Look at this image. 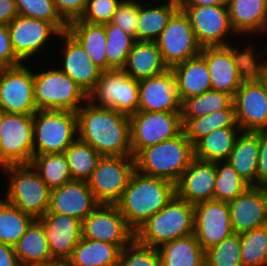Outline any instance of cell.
<instances>
[{
    "mask_svg": "<svg viewBox=\"0 0 267 266\" xmlns=\"http://www.w3.org/2000/svg\"><path fill=\"white\" fill-rule=\"evenodd\" d=\"M76 114L78 139L101 156H132L130 116L109 107H97L89 100Z\"/></svg>",
    "mask_w": 267,
    "mask_h": 266,
    "instance_id": "obj_1",
    "label": "cell"
},
{
    "mask_svg": "<svg viewBox=\"0 0 267 266\" xmlns=\"http://www.w3.org/2000/svg\"><path fill=\"white\" fill-rule=\"evenodd\" d=\"M175 195L174 183L135 170L116 205L127 225L135 232Z\"/></svg>",
    "mask_w": 267,
    "mask_h": 266,
    "instance_id": "obj_2",
    "label": "cell"
},
{
    "mask_svg": "<svg viewBox=\"0 0 267 266\" xmlns=\"http://www.w3.org/2000/svg\"><path fill=\"white\" fill-rule=\"evenodd\" d=\"M134 158L138 172L176 184L194 158V149L182 131L175 138L142 149Z\"/></svg>",
    "mask_w": 267,
    "mask_h": 266,
    "instance_id": "obj_3",
    "label": "cell"
},
{
    "mask_svg": "<svg viewBox=\"0 0 267 266\" xmlns=\"http://www.w3.org/2000/svg\"><path fill=\"white\" fill-rule=\"evenodd\" d=\"M200 54L206 60L212 90L225 92L233 97L254 70L257 56L250 45L242 52L231 45L203 47Z\"/></svg>",
    "mask_w": 267,
    "mask_h": 266,
    "instance_id": "obj_4",
    "label": "cell"
},
{
    "mask_svg": "<svg viewBox=\"0 0 267 266\" xmlns=\"http://www.w3.org/2000/svg\"><path fill=\"white\" fill-rule=\"evenodd\" d=\"M194 205L176 195L136 231L135 239L146 246L162 244L194 233Z\"/></svg>",
    "mask_w": 267,
    "mask_h": 266,
    "instance_id": "obj_5",
    "label": "cell"
},
{
    "mask_svg": "<svg viewBox=\"0 0 267 266\" xmlns=\"http://www.w3.org/2000/svg\"><path fill=\"white\" fill-rule=\"evenodd\" d=\"M1 169L10 174L5 200L35 219L43 217L49 209L51 189L38 171L31 163L4 166Z\"/></svg>",
    "mask_w": 267,
    "mask_h": 266,
    "instance_id": "obj_6",
    "label": "cell"
},
{
    "mask_svg": "<svg viewBox=\"0 0 267 266\" xmlns=\"http://www.w3.org/2000/svg\"><path fill=\"white\" fill-rule=\"evenodd\" d=\"M33 155L64 153L77 139V114L37 110L33 114Z\"/></svg>",
    "mask_w": 267,
    "mask_h": 266,
    "instance_id": "obj_7",
    "label": "cell"
},
{
    "mask_svg": "<svg viewBox=\"0 0 267 266\" xmlns=\"http://www.w3.org/2000/svg\"><path fill=\"white\" fill-rule=\"evenodd\" d=\"M34 99L38 110L76 112L88 99L87 94L59 69L33 72ZM83 101V102H82Z\"/></svg>",
    "mask_w": 267,
    "mask_h": 266,
    "instance_id": "obj_8",
    "label": "cell"
},
{
    "mask_svg": "<svg viewBox=\"0 0 267 266\" xmlns=\"http://www.w3.org/2000/svg\"><path fill=\"white\" fill-rule=\"evenodd\" d=\"M136 170L133 156H102L88 186L99 204H116Z\"/></svg>",
    "mask_w": 267,
    "mask_h": 266,
    "instance_id": "obj_9",
    "label": "cell"
},
{
    "mask_svg": "<svg viewBox=\"0 0 267 266\" xmlns=\"http://www.w3.org/2000/svg\"><path fill=\"white\" fill-rule=\"evenodd\" d=\"M87 98L97 107H109L131 116L138 109V81L129 77L123 70L105 71L101 73L96 86Z\"/></svg>",
    "mask_w": 267,
    "mask_h": 266,
    "instance_id": "obj_10",
    "label": "cell"
},
{
    "mask_svg": "<svg viewBox=\"0 0 267 266\" xmlns=\"http://www.w3.org/2000/svg\"><path fill=\"white\" fill-rule=\"evenodd\" d=\"M182 131L181 112L137 111L130 116L132 156L149 146L175 138Z\"/></svg>",
    "mask_w": 267,
    "mask_h": 266,
    "instance_id": "obj_11",
    "label": "cell"
},
{
    "mask_svg": "<svg viewBox=\"0 0 267 266\" xmlns=\"http://www.w3.org/2000/svg\"><path fill=\"white\" fill-rule=\"evenodd\" d=\"M0 168L30 164L33 159V114L2 112Z\"/></svg>",
    "mask_w": 267,
    "mask_h": 266,
    "instance_id": "obj_12",
    "label": "cell"
},
{
    "mask_svg": "<svg viewBox=\"0 0 267 266\" xmlns=\"http://www.w3.org/2000/svg\"><path fill=\"white\" fill-rule=\"evenodd\" d=\"M233 104L236 123L243 132L267 130V87L254 71L236 91Z\"/></svg>",
    "mask_w": 267,
    "mask_h": 266,
    "instance_id": "obj_13",
    "label": "cell"
},
{
    "mask_svg": "<svg viewBox=\"0 0 267 266\" xmlns=\"http://www.w3.org/2000/svg\"><path fill=\"white\" fill-rule=\"evenodd\" d=\"M168 68L200 54L188 16L178 9L155 41Z\"/></svg>",
    "mask_w": 267,
    "mask_h": 266,
    "instance_id": "obj_14",
    "label": "cell"
},
{
    "mask_svg": "<svg viewBox=\"0 0 267 266\" xmlns=\"http://www.w3.org/2000/svg\"><path fill=\"white\" fill-rule=\"evenodd\" d=\"M82 237L117 245L121 250L134 238L116 204H98L82 221Z\"/></svg>",
    "mask_w": 267,
    "mask_h": 266,
    "instance_id": "obj_15",
    "label": "cell"
},
{
    "mask_svg": "<svg viewBox=\"0 0 267 266\" xmlns=\"http://www.w3.org/2000/svg\"><path fill=\"white\" fill-rule=\"evenodd\" d=\"M23 63L4 68L0 76V110L5 113L34 114L33 72Z\"/></svg>",
    "mask_w": 267,
    "mask_h": 266,
    "instance_id": "obj_16",
    "label": "cell"
},
{
    "mask_svg": "<svg viewBox=\"0 0 267 266\" xmlns=\"http://www.w3.org/2000/svg\"><path fill=\"white\" fill-rule=\"evenodd\" d=\"M178 7L188 16L196 40L202 48L230 44L225 36L235 31L230 24L227 5Z\"/></svg>",
    "mask_w": 267,
    "mask_h": 266,
    "instance_id": "obj_17",
    "label": "cell"
},
{
    "mask_svg": "<svg viewBox=\"0 0 267 266\" xmlns=\"http://www.w3.org/2000/svg\"><path fill=\"white\" fill-rule=\"evenodd\" d=\"M194 235L207 250L234 233L227 202L210 200L194 205Z\"/></svg>",
    "mask_w": 267,
    "mask_h": 266,
    "instance_id": "obj_18",
    "label": "cell"
},
{
    "mask_svg": "<svg viewBox=\"0 0 267 266\" xmlns=\"http://www.w3.org/2000/svg\"><path fill=\"white\" fill-rule=\"evenodd\" d=\"M7 26L12 48L22 62L35 55L50 35L59 37L61 33L51 22L19 14Z\"/></svg>",
    "mask_w": 267,
    "mask_h": 266,
    "instance_id": "obj_19",
    "label": "cell"
},
{
    "mask_svg": "<svg viewBox=\"0 0 267 266\" xmlns=\"http://www.w3.org/2000/svg\"><path fill=\"white\" fill-rule=\"evenodd\" d=\"M138 86L137 111L181 112L177 82L171 68L159 75L138 81Z\"/></svg>",
    "mask_w": 267,
    "mask_h": 266,
    "instance_id": "obj_20",
    "label": "cell"
},
{
    "mask_svg": "<svg viewBox=\"0 0 267 266\" xmlns=\"http://www.w3.org/2000/svg\"><path fill=\"white\" fill-rule=\"evenodd\" d=\"M234 233L241 234L267 225V187L251 185L228 202Z\"/></svg>",
    "mask_w": 267,
    "mask_h": 266,
    "instance_id": "obj_21",
    "label": "cell"
},
{
    "mask_svg": "<svg viewBox=\"0 0 267 266\" xmlns=\"http://www.w3.org/2000/svg\"><path fill=\"white\" fill-rule=\"evenodd\" d=\"M215 162L193 158L175 184L176 196L190 204L214 200Z\"/></svg>",
    "mask_w": 267,
    "mask_h": 266,
    "instance_id": "obj_22",
    "label": "cell"
},
{
    "mask_svg": "<svg viewBox=\"0 0 267 266\" xmlns=\"http://www.w3.org/2000/svg\"><path fill=\"white\" fill-rule=\"evenodd\" d=\"M98 204L87 181L72 180L51 189L46 213L66 214L82 222Z\"/></svg>",
    "mask_w": 267,
    "mask_h": 266,
    "instance_id": "obj_23",
    "label": "cell"
},
{
    "mask_svg": "<svg viewBox=\"0 0 267 266\" xmlns=\"http://www.w3.org/2000/svg\"><path fill=\"white\" fill-rule=\"evenodd\" d=\"M55 260H67L82 238V222L66 214L45 213L40 218Z\"/></svg>",
    "mask_w": 267,
    "mask_h": 266,
    "instance_id": "obj_24",
    "label": "cell"
},
{
    "mask_svg": "<svg viewBox=\"0 0 267 266\" xmlns=\"http://www.w3.org/2000/svg\"><path fill=\"white\" fill-rule=\"evenodd\" d=\"M65 42L62 49L63 66L66 73L88 95L96 86L102 71L93 63L80 43L68 32H61Z\"/></svg>",
    "mask_w": 267,
    "mask_h": 266,
    "instance_id": "obj_25",
    "label": "cell"
},
{
    "mask_svg": "<svg viewBox=\"0 0 267 266\" xmlns=\"http://www.w3.org/2000/svg\"><path fill=\"white\" fill-rule=\"evenodd\" d=\"M181 102L189 97L211 90V78L205 58L199 54L172 68Z\"/></svg>",
    "mask_w": 267,
    "mask_h": 266,
    "instance_id": "obj_26",
    "label": "cell"
},
{
    "mask_svg": "<svg viewBox=\"0 0 267 266\" xmlns=\"http://www.w3.org/2000/svg\"><path fill=\"white\" fill-rule=\"evenodd\" d=\"M168 69L156 42L136 41L122 70L129 77L140 81L159 75Z\"/></svg>",
    "mask_w": 267,
    "mask_h": 266,
    "instance_id": "obj_27",
    "label": "cell"
},
{
    "mask_svg": "<svg viewBox=\"0 0 267 266\" xmlns=\"http://www.w3.org/2000/svg\"><path fill=\"white\" fill-rule=\"evenodd\" d=\"M227 7L235 35L267 31V0H227Z\"/></svg>",
    "mask_w": 267,
    "mask_h": 266,
    "instance_id": "obj_28",
    "label": "cell"
},
{
    "mask_svg": "<svg viewBox=\"0 0 267 266\" xmlns=\"http://www.w3.org/2000/svg\"><path fill=\"white\" fill-rule=\"evenodd\" d=\"M15 254L22 266H37L54 262L45 228L35 219L14 245Z\"/></svg>",
    "mask_w": 267,
    "mask_h": 266,
    "instance_id": "obj_29",
    "label": "cell"
},
{
    "mask_svg": "<svg viewBox=\"0 0 267 266\" xmlns=\"http://www.w3.org/2000/svg\"><path fill=\"white\" fill-rule=\"evenodd\" d=\"M259 159L258 131L243 132L236 139L227 162L250 185H257Z\"/></svg>",
    "mask_w": 267,
    "mask_h": 266,
    "instance_id": "obj_30",
    "label": "cell"
},
{
    "mask_svg": "<svg viewBox=\"0 0 267 266\" xmlns=\"http://www.w3.org/2000/svg\"><path fill=\"white\" fill-rule=\"evenodd\" d=\"M157 249L161 266H205V250L194 233L166 242Z\"/></svg>",
    "mask_w": 267,
    "mask_h": 266,
    "instance_id": "obj_31",
    "label": "cell"
},
{
    "mask_svg": "<svg viewBox=\"0 0 267 266\" xmlns=\"http://www.w3.org/2000/svg\"><path fill=\"white\" fill-rule=\"evenodd\" d=\"M67 31L80 43L93 63L102 71H107L106 33L104 25L84 21H71Z\"/></svg>",
    "mask_w": 267,
    "mask_h": 266,
    "instance_id": "obj_32",
    "label": "cell"
},
{
    "mask_svg": "<svg viewBox=\"0 0 267 266\" xmlns=\"http://www.w3.org/2000/svg\"><path fill=\"white\" fill-rule=\"evenodd\" d=\"M120 252L117 245L82 237L66 261L69 266H118Z\"/></svg>",
    "mask_w": 267,
    "mask_h": 266,
    "instance_id": "obj_33",
    "label": "cell"
},
{
    "mask_svg": "<svg viewBox=\"0 0 267 266\" xmlns=\"http://www.w3.org/2000/svg\"><path fill=\"white\" fill-rule=\"evenodd\" d=\"M242 132L240 127H225L202 137L194 145V157L200 160L227 161Z\"/></svg>",
    "mask_w": 267,
    "mask_h": 266,
    "instance_id": "obj_34",
    "label": "cell"
},
{
    "mask_svg": "<svg viewBox=\"0 0 267 266\" xmlns=\"http://www.w3.org/2000/svg\"><path fill=\"white\" fill-rule=\"evenodd\" d=\"M178 9L176 0L150 8L139 3L137 41L155 42Z\"/></svg>",
    "mask_w": 267,
    "mask_h": 266,
    "instance_id": "obj_35",
    "label": "cell"
},
{
    "mask_svg": "<svg viewBox=\"0 0 267 266\" xmlns=\"http://www.w3.org/2000/svg\"><path fill=\"white\" fill-rule=\"evenodd\" d=\"M227 108H235L233 96L225 92L208 90L181 102V121L184 126L191 118H198Z\"/></svg>",
    "mask_w": 267,
    "mask_h": 266,
    "instance_id": "obj_36",
    "label": "cell"
},
{
    "mask_svg": "<svg viewBox=\"0 0 267 266\" xmlns=\"http://www.w3.org/2000/svg\"><path fill=\"white\" fill-rule=\"evenodd\" d=\"M225 127H239L236 123L235 108H227L198 118H191L183 131L187 139L194 145L202 137Z\"/></svg>",
    "mask_w": 267,
    "mask_h": 266,
    "instance_id": "obj_37",
    "label": "cell"
},
{
    "mask_svg": "<svg viewBox=\"0 0 267 266\" xmlns=\"http://www.w3.org/2000/svg\"><path fill=\"white\" fill-rule=\"evenodd\" d=\"M34 220L0 197V243L14 246Z\"/></svg>",
    "mask_w": 267,
    "mask_h": 266,
    "instance_id": "obj_38",
    "label": "cell"
},
{
    "mask_svg": "<svg viewBox=\"0 0 267 266\" xmlns=\"http://www.w3.org/2000/svg\"><path fill=\"white\" fill-rule=\"evenodd\" d=\"M31 165L50 189L73 180L64 153L33 155Z\"/></svg>",
    "mask_w": 267,
    "mask_h": 266,
    "instance_id": "obj_39",
    "label": "cell"
},
{
    "mask_svg": "<svg viewBox=\"0 0 267 266\" xmlns=\"http://www.w3.org/2000/svg\"><path fill=\"white\" fill-rule=\"evenodd\" d=\"M104 27L106 33L107 71L122 70L136 39L111 22L104 24Z\"/></svg>",
    "mask_w": 267,
    "mask_h": 266,
    "instance_id": "obj_40",
    "label": "cell"
},
{
    "mask_svg": "<svg viewBox=\"0 0 267 266\" xmlns=\"http://www.w3.org/2000/svg\"><path fill=\"white\" fill-rule=\"evenodd\" d=\"M73 180L87 181L102 157L93 147L77 138L65 151Z\"/></svg>",
    "mask_w": 267,
    "mask_h": 266,
    "instance_id": "obj_41",
    "label": "cell"
},
{
    "mask_svg": "<svg viewBox=\"0 0 267 266\" xmlns=\"http://www.w3.org/2000/svg\"><path fill=\"white\" fill-rule=\"evenodd\" d=\"M215 162L217 176L215 180L214 200L230 202L242 194L251 185L241 178L227 161Z\"/></svg>",
    "mask_w": 267,
    "mask_h": 266,
    "instance_id": "obj_42",
    "label": "cell"
},
{
    "mask_svg": "<svg viewBox=\"0 0 267 266\" xmlns=\"http://www.w3.org/2000/svg\"><path fill=\"white\" fill-rule=\"evenodd\" d=\"M243 266H267V225L240 234Z\"/></svg>",
    "mask_w": 267,
    "mask_h": 266,
    "instance_id": "obj_43",
    "label": "cell"
},
{
    "mask_svg": "<svg viewBox=\"0 0 267 266\" xmlns=\"http://www.w3.org/2000/svg\"><path fill=\"white\" fill-rule=\"evenodd\" d=\"M205 266H243L240 234L233 233L205 250Z\"/></svg>",
    "mask_w": 267,
    "mask_h": 266,
    "instance_id": "obj_44",
    "label": "cell"
},
{
    "mask_svg": "<svg viewBox=\"0 0 267 266\" xmlns=\"http://www.w3.org/2000/svg\"><path fill=\"white\" fill-rule=\"evenodd\" d=\"M19 15L51 22L60 32L67 31L68 23L57 12L53 0H15Z\"/></svg>",
    "mask_w": 267,
    "mask_h": 266,
    "instance_id": "obj_45",
    "label": "cell"
},
{
    "mask_svg": "<svg viewBox=\"0 0 267 266\" xmlns=\"http://www.w3.org/2000/svg\"><path fill=\"white\" fill-rule=\"evenodd\" d=\"M118 266H161L160 254L157 248L143 245L134 238L121 250Z\"/></svg>",
    "mask_w": 267,
    "mask_h": 266,
    "instance_id": "obj_46",
    "label": "cell"
},
{
    "mask_svg": "<svg viewBox=\"0 0 267 266\" xmlns=\"http://www.w3.org/2000/svg\"><path fill=\"white\" fill-rule=\"evenodd\" d=\"M123 0H89L83 14L73 21H84L104 25L111 22L113 15Z\"/></svg>",
    "mask_w": 267,
    "mask_h": 266,
    "instance_id": "obj_47",
    "label": "cell"
},
{
    "mask_svg": "<svg viewBox=\"0 0 267 266\" xmlns=\"http://www.w3.org/2000/svg\"><path fill=\"white\" fill-rule=\"evenodd\" d=\"M139 17V2L123 0L113 15L111 23L135 37L137 41V26Z\"/></svg>",
    "mask_w": 267,
    "mask_h": 266,
    "instance_id": "obj_48",
    "label": "cell"
},
{
    "mask_svg": "<svg viewBox=\"0 0 267 266\" xmlns=\"http://www.w3.org/2000/svg\"><path fill=\"white\" fill-rule=\"evenodd\" d=\"M22 62L12 48L8 26L0 24V65L4 68L19 65Z\"/></svg>",
    "mask_w": 267,
    "mask_h": 266,
    "instance_id": "obj_49",
    "label": "cell"
},
{
    "mask_svg": "<svg viewBox=\"0 0 267 266\" xmlns=\"http://www.w3.org/2000/svg\"><path fill=\"white\" fill-rule=\"evenodd\" d=\"M89 0H53L57 12L67 22L79 19Z\"/></svg>",
    "mask_w": 267,
    "mask_h": 266,
    "instance_id": "obj_50",
    "label": "cell"
},
{
    "mask_svg": "<svg viewBox=\"0 0 267 266\" xmlns=\"http://www.w3.org/2000/svg\"><path fill=\"white\" fill-rule=\"evenodd\" d=\"M259 159L257 166V185L267 187V130L258 131Z\"/></svg>",
    "mask_w": 267,
    "mask_h": 266,
    "instance_id": "obj_51",
    "label": "cell"
},
{
    "mask_svg": "<svg viewBox=\"0 0 267 266\" xmlns=\"http://www.w3.org/2000/svg\"><path fill=\"white\" fill-rule=\"evenodd\" d=\"M17 15L15 0H0V24L8 25Z\"/></svg>",
    "mask_w": 267,
    "mask_h": 266,
    "instance_id": "obj_52",
    "label": "cell"
},
{
    "mask_svg": "<svg viewBox=\"0 0 267 266\" xmlns=\"http://www.w3.org/2000/svg\"><path fill=\"white\" fill-rule=\"evenodd\" d=\"M0 266H22L15 254L14 246L0 243Z\"/></svg>",
    "mask_w": 267,
    "mask_h": 266,
    "instance_id": "obj_53",
    "label": "cell"
},
{
    "mask_svg": "<svg viewBox=\"0 0 267 266\" xmlns=\"http://www.w3.org/2000/svg\"><path fill=\"white\" fill-rule=\"evenodd\" d=\"M178 6H218L227 5V0H176Z\"/></svg>",
    "mask_w": 267,
    "mask_h": 266,
    "instance_id": "obj_54",
    "label": "cell"
},
{
    "mask_svg": "<svg viewBox=\"0 0 267 266\" xmlns=\"http://www.w3.org/2000/svg\"><path fill=\"white\" fill-rule=\"evenodd\" d=\"M253 71L264 81L267 87V63H260L256 58V63Z\"/></svg>",
    "mask_w": 267,
    "mask_h": 266,
    "instance_id": "obj_55",
    "label": "cell"
},
{
    "mask_svg": "<svg viewBox=\"0 0 267 266\" xmlns=\"http://www.w3.org/2000/svg\"><path fill=\"white\" fill-rule=\"evenodd\" d=\"M37 266H69V265L66 260H55L54 262Z\"/></svg>",
    "mask_w": 267,
    "mask_h": 266,
    "instance_id": "obj_56",
    "label": "cell"
},
{
    "mask_svg": "<svg viewBox=\"0 0 267 266\" xmlns=\"http://www.w3.org/2000/svg\"><path fill=\"white\" fill-rule=\"evenodd\" d=\"M1 123H2V111L0 110V140H1Z\"/></svg>",
    "mask_w": 267,
    "mask_h": 266,
    "instance_id": "obj_57",
    "label": "cell"
},
{
    "mask_svg": "<svg viewBox=\"0 0 267 266\" xmlns=\"http://www.w3.org/2000/svg\"><path fill=\"white\" fill-rule=\"evenodd\" d=\"M3 70H4V67L2 65H0V76H1V74L3 72Z\"/></svg>",
    "mask_w": 267,
    "mask_h": 266,
    "instance_id": "obj_58",
    "label": "cell"
}]
</instances>
